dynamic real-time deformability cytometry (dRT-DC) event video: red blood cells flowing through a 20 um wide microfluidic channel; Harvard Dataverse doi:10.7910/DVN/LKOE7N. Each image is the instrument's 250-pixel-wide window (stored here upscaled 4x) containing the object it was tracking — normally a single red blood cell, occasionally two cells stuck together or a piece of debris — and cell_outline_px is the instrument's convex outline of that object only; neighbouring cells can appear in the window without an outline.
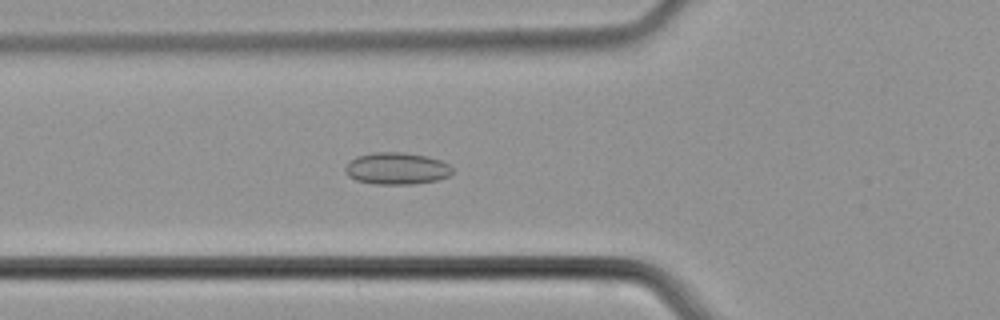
{"species": "common noctule bat (a hibernating species)", "species_latin": "Nyctalus noctula", "temperature_condition": "cold", "stored_images_in_passage": 52, "camera_frame_rate_fps": 3000, "um_per_image_px": 0.085, "animal": {"sex": "male", "body_mass_g": 21.5, "forearm_length_mm": 52.0}, "frame": {"image": 1, "passage_image": 19, "time_ms": 6.0, "image_size_px": [1000, 320], "cell_outline_px": [[452, 172], [448, 176], [436, 180], [412, 184], [376, 184], [356, 180], [348, 176], [344, 172], [344, 168], [348, 160], [356, 156], [372, 152], [404, 152], [428, 156], [440, 160], [448, 164], [452, 168]], "centroid_in_image_um": [33.66, 14.31], "position_along_channel_um": 92.1, "area_um2": 20.11}}
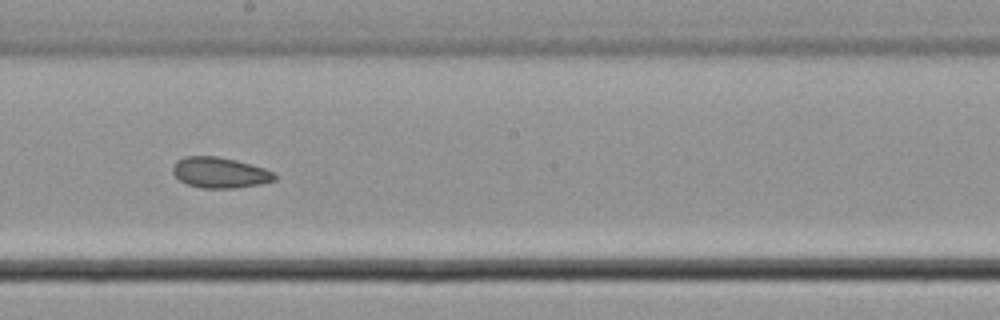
{"frame": {"image": 2, "passage_image": 29, "time_ms": 9.333, "image_size_px": [1000, 320], "cell_outline_px": [[276, 180], [260, 184], [236, 188], [200, 188], [188, 184], [180, 180], [172, 172], [172, 168], [176, 160], [184, 156], [216, 156], [236, 160], [252, 164], [276, 172]], "centroid_in_image_um": [18.7, 14.67], "position_along_channel_um": 229.5, "area_um2": 18.38}}
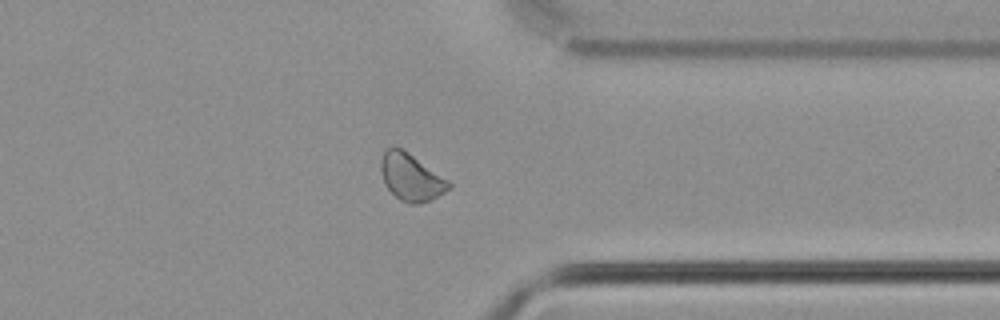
{"frame": {"image": 3, "passage_image": 40, "time_ms": 13.0, "image_size_px": [1000, 320], "cell_outline_px": [[452, 188], [432, 200], [420, 204], [408, 204], [400, 200], [384, 184], [380, 168], [380, 160], [384, 152], [388, 148], [400, 148], [408, 152], [448, 180], [452, 184]], "centroid_in_image_um": [34.95, 15.1], "position_along_channel_um": 376.4, "area_um2": 18.61}}